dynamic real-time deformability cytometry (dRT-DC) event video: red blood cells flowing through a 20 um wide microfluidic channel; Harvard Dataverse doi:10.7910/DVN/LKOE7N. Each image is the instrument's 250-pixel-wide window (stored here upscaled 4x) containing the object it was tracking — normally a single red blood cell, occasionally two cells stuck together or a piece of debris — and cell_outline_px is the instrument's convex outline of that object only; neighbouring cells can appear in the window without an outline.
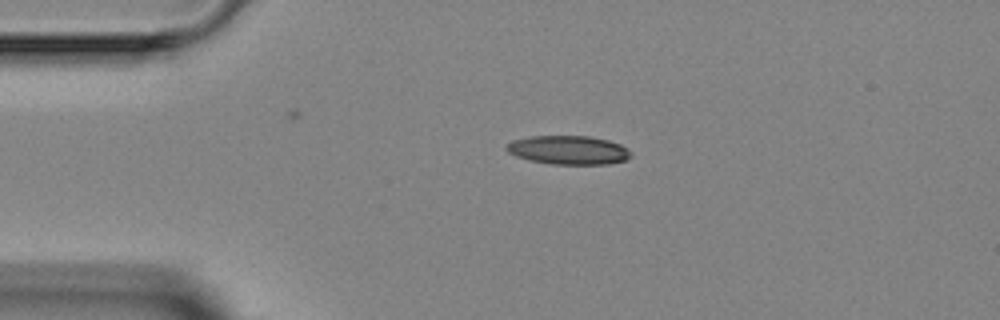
{"species": "Egyptian fruit bat (a non-hibernating species)", "species_latin": "Rousettus aegyptiacus", "temperature_condition": "room temperature", "stored_images_in_passage": 3, "camera_frame_rate_fps": 3000, "um_per_image_px": 0.085, "animal": {"sex": "female"}, "frame": {"image": 1, "passage_image": 1, "time_ms": 0.0, "image_size_px": [1000, 320], "cell_outline_px": [[632, 156], [628, 160], [608, 164], [552, 164], [528, 160], [516, 156], [508, 152], [504, 148], [512, 140], [532, 136], [588, 136], [608, 140], [620, 144], [628, 148]], "centroid_in_image_um": [48.34, 12.76], "position_along_channel_um": 36.7, "area_um2": 20.98}}
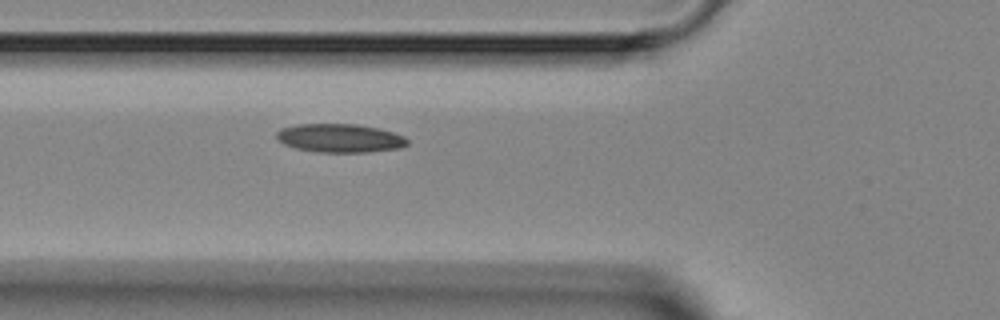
{"frame": {"image": 2, "passage_image": 3, "time_ms": 2.333, "image_size_px": [1000, 320], "cell_outline_px": [[408, 144], [400, 148], [368, 152], [320, 152], [296, 148], [284, 144], [276, 136], [276, 132], [280, 128], [296, 124], [356, 124], [380, 128], [404, 136], [408, 140]], "centroid_in_image_um": [28.9, 11.73], "position_along_channel_um": 96.9, "area_um2": 21.79}}